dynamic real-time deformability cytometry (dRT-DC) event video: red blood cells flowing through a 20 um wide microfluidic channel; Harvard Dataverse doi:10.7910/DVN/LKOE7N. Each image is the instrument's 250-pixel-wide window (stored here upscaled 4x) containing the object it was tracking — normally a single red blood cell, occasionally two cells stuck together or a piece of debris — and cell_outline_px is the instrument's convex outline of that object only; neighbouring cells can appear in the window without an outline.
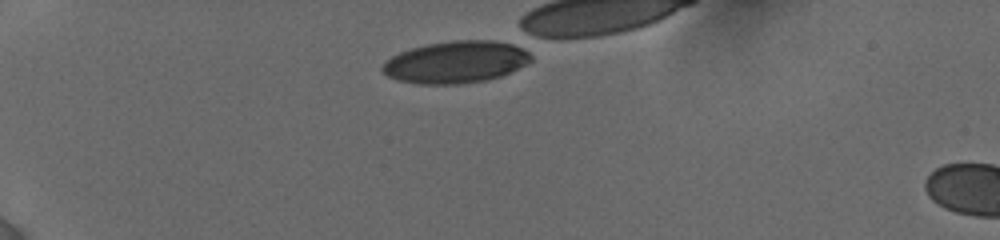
{"species": "human", "species_latin": "Homo sapiens", "temperature_condition": "cold", "stored_images_in_passage": 6, "camera_frame_rate_fps": 3000, "um_per_image_px": 0.085, "donor": {"sex": "female"}, "frame": {"image": 1, "passage_image": 1, "time_ms": 0.0, "image_size_px": [1000, 240], "cell_outline_px": [[532, 60], [500, 76], [484, 80], [460, 84], [420, 84], [396, 80], [388, 76], [380, 68], [392, 56], [400, 52], [412, 48], [428, 44], [452, 40], [492, 40], [512, 44], [528, 52], [532, 56]], "centroid_in_image_um": [38.72, 5.27], "position_along_channel_um": 46.3, "area_um2": 35.95}}